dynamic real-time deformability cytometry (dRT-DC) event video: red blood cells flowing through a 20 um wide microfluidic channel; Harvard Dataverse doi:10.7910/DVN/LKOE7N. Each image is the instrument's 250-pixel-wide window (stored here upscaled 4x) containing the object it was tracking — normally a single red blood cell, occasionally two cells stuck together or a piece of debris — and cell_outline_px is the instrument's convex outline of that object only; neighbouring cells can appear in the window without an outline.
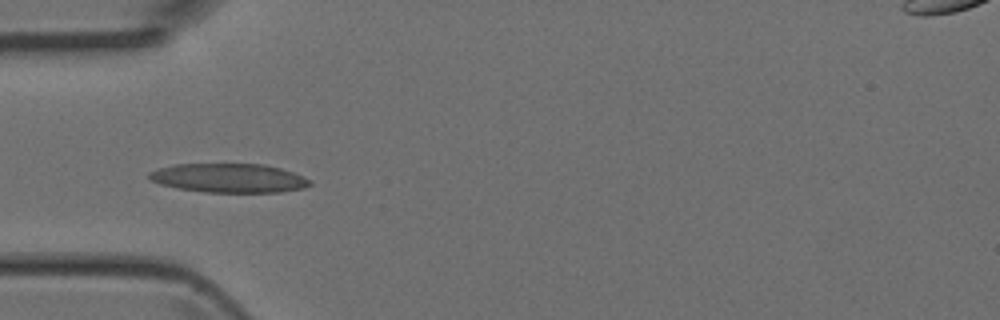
{"species": "Egyptian fruit bat (a non-hibernating species)", "species_latin": "Rousettus aegyptiacus", "temperature_condition": "room temperature", "stored_images_in_passage": 32, "camera_frame_rate_fps": 3000, "um_per_image_px": 0.085, "animal": {"sex": "female"}, "frame": {"image": 1, "passage_image": 1, "time_ms": 0.0, "image_size_px": [1000, 320], "cell_outline_px": [[312, 184], [304, 188], [280, 192], [204, 192], [176, 188], [160, 184], [152, 180], [148, 176], [148, 172], [160, 168], [176, 164], [264, 164], [280, 168], [304, 176], [312, 180]], "centroid_in_image_um": [19.49, 15.14], "position_along_channel_um": 65.5, "area_um2": 27.22}}
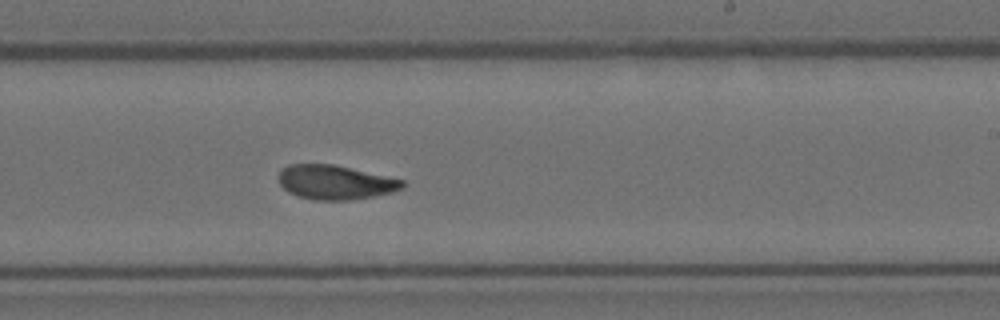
{"frame": {"image": 2, "passage_image": 14, "time_ms": 4.333, "image_size_px": [1000, 320], "cell_outline_px": [[404, 188], [392, 192], [372, 196], [348, 200], [316, 200], [300, 196], [288, 192], [280, 184], [280, 168], [288, 164], [332, 164], [404, 180]], "centroid_in_image_um": [28.48, 15.49], "position_along_channel_um": 260.5, "area_um2": 24.45}}
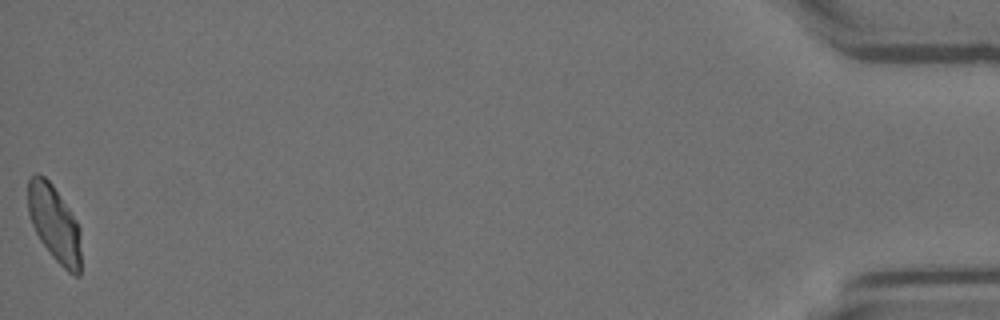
{"frame": {"image": 3, "passage_image": 32, "time_ms": 10.333, "image_size_px": [1000, 320], "cell_outline_px": [[80, 276], [76, 276], [68, 272], [52, 256], [40, 240], [32, 224], [28, 212], [28, 180], [36, 172], [44, 176], [52, 184], [76, 220], [80, 228]], "centroid_in_image_um": [4.62, 18.99], "position_along_channel_um": 430.6, "area_um2": 23.41}}